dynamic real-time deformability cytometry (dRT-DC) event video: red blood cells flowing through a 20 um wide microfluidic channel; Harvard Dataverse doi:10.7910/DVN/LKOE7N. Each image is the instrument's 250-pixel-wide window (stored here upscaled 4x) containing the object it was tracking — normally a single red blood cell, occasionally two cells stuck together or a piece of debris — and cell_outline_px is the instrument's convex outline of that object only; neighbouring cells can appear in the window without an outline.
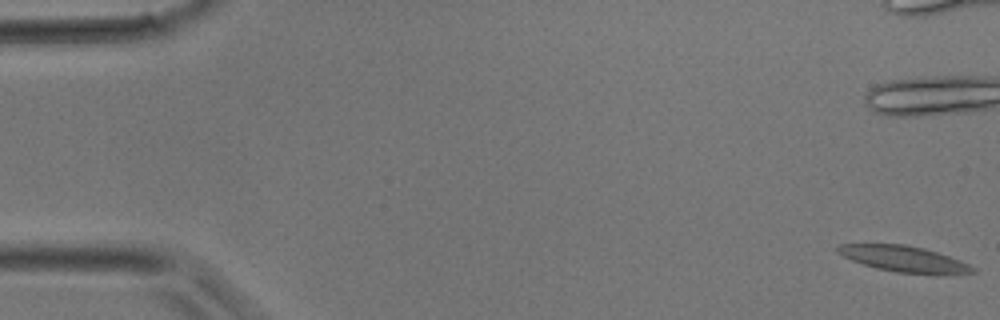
{"species": "common noctule bat (a hibernating species)", "species_latin": "Nyctalus noctula", "temperature_condition": "room temperature", "stored_images_in_passage": 40, "camera_frame_rate_fps": 3000, "um_per_image_px": 0.085, "animal": {"sex": "male", "body_mass_g": 17.9}, "frame": {"image": 1, "passage_image": 1, "time_ms": 0.0, "image_size_px": [1000, 320], "cell_outline_px": [[976, 272], [896, 272], [876, 268], [852, 260], [836, 252], [836, 248], [840, 244], [904, 244], [924, 248], [960, 260], [976, 268]], "centroid_in_image_um": [76.74, 21.96], "position_along_channel_um": 8.3, "area_um2": 19.54}}